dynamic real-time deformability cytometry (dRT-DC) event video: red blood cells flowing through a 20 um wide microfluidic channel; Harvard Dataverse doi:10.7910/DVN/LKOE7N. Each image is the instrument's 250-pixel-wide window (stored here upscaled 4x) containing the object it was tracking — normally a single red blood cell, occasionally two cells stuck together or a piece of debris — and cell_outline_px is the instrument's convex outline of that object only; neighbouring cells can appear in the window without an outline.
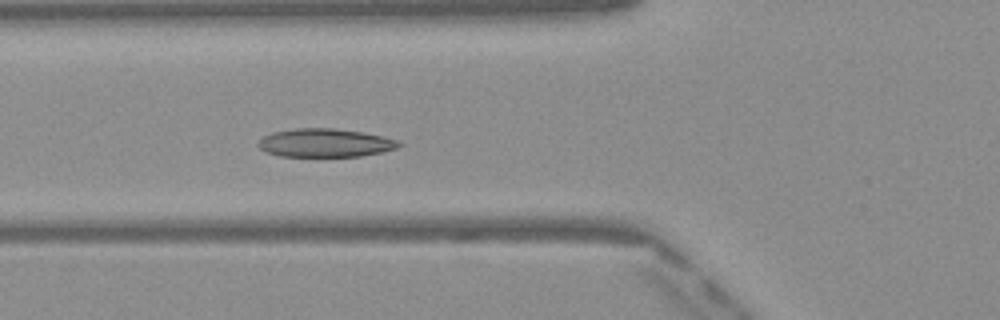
{"species": "Egyptian fruit bat (a non-hibernating species)", "species_latin": "Rousettus aegyptiacus", "temperature_condition": "warm", "stored_images_in_passage": 37, "camera_frame_rate_fps": 3000, "um_per_image_px": 0.085, "frame": {"image": 1, "passage_image": 5, "time_ms": 1.333, "image_size_px": [1000, 320], "cell_outline_px": [[404, 144], [396, 148], [380, 152], [360, 156], [280, 156], [268, 152], [260, 148], [256, 144], [264, 136], [272, 132], [292, 128], [332, 128], [360, 132], [400, 140]], "centroid_in_image_um": [27.63, 12.14], "position_along_channel_um": 98.2, "area_um2": 23.12}}
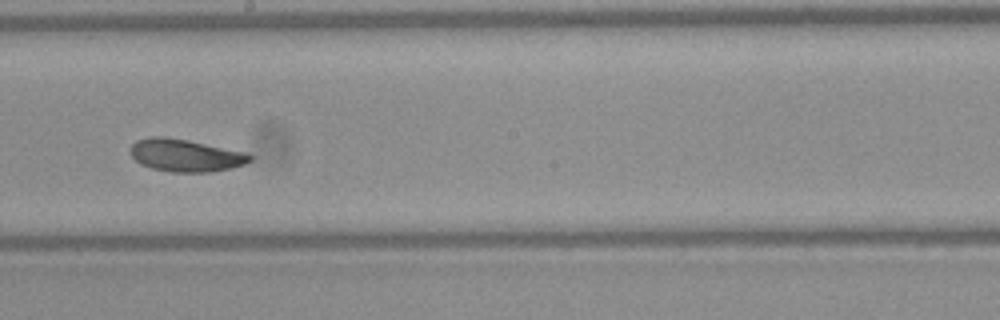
{"frame": {"image": 2, "passage_image": 15, "time_ms": 4.667, "image_size_px": [1000, 320], "cell_outline_px": [[252, 160], [244, 164], [232, 168], [208, 172], [172, 172], [152, 168], [140, 164], [132, 156], [128, 148], [136, 140], [152, 136], [164, 136], [188, 140], [244, 152], [252, 156]], "centroid_in_image_um": [15.73, 13.2], "position_along_channel_um": 232.5, "area_um2": 22.6}}
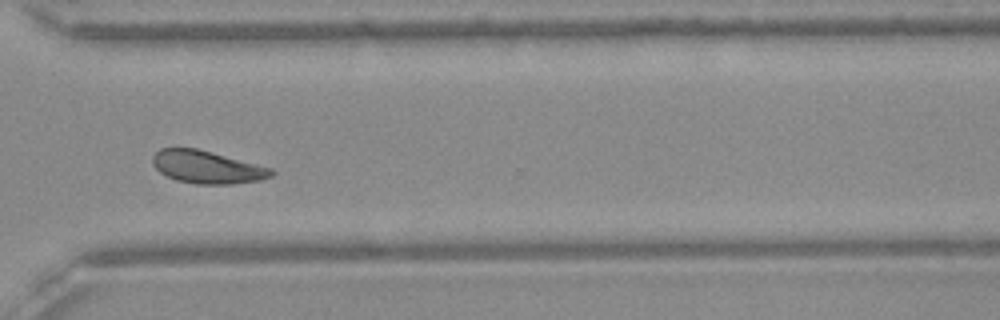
{"frame": {"image": 3, "passage_image": 24, "time_ms": 7.667, "image_size_px": [1000, 320], "cell_outline_px": [[276, 172], [272, 176], [260, 180], [232, 184], [196, 184], [176, 180], [160, 172], [152, 164], [152, 156], [160, 148], [196, 148], [212, 152], [272, 168]], "centroid_in_image_um": [17.6, 14.2], "position_along_channel_um": 353.0, "area_um2": 22.6}, "authors_computed_cell_mechanics": {"area_um2": 22.542, "velocity_mm_per_s": 4.0184, "shape_relaxation_time_tau1_ms": 3.3598, "shape_relaxation_time_tau2_ms": 3.3979, "deformation_change_tau1": 0.1016, "deformation_change_tau2": 0.0699}}